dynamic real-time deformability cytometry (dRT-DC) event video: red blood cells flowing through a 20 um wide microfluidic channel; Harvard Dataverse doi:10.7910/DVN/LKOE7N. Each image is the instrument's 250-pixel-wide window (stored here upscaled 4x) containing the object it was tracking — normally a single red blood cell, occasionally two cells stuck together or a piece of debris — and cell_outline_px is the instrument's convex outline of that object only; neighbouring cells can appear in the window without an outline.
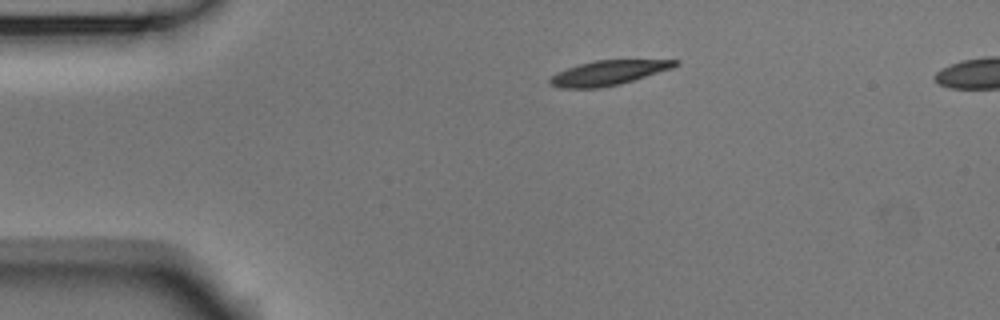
{"species": "Egyptian fruit bat (a non-hibernating species)", "species_latin": "Rousettus aegyptiacus", "temperature_condition": "room temperature", "stored_images_in_passage": 44, "camera_frame_rate_fps": 3000, "um_per_image_px": 0.085, "animal": {"sex": "male"}, "frame": {"image": 1, "passage_image": 1, "time_ms": 0.0, "image_size_px": [1000, 320], "cell_outline_px": [[680, 64], [672, 68], [620, 84], [600, 88], [560, 88], [548, 84], [548, 80], [556, 72], [580, 64], [596, 60], [680, 60]], "centroid_in_image_um": [51.68, 6.2], "position_along_channel_um": 33.3, "area_um2": 17.92}}
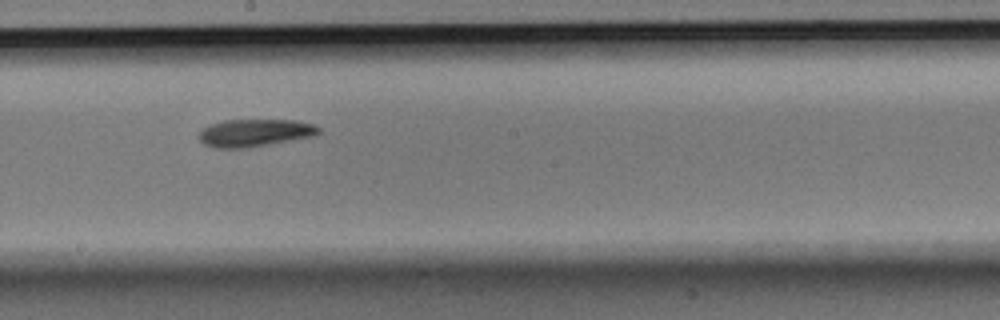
{"frame": {"image": 2, "passage_image": 20, "time_ms": 6.333, "image_size_px": [1000, 320], "cell_outline_px": [[320, 132], [316, 136], [248, 148], [216, 148], [204, 144], [200, 140], [200, 132], [204, 128], [212, 124], [224, 120], [296, 120], [312, 124], [320, 128]], "centroid_in_image_um": [21.7, 11.3], "position_along_channel_um": 226.5, "area_um2": 19.19}}
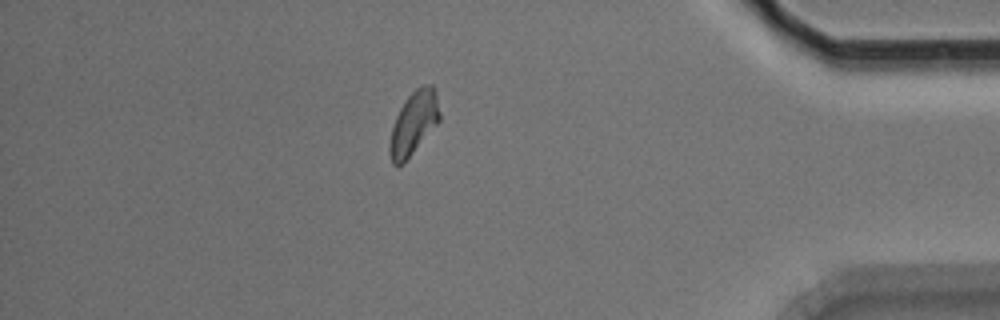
{"frame": {"image": 3, "passage_image": 37, "time_ms": 12.0, "image_size_px": [1000, 320], "cell_outline_px": [[440, 120], [404, 164], [392, 164], [388, 152], [388, 148], [392, 128], [396, 116], [400, 108], [408, 96], [416, 88], [424, 84], [432, 84], [436, 92], [440, 112]], "centroid_in_image_um": [35.16, 10.47], "position_along_channel_um": 400.0, "area_um2": 18.44}}